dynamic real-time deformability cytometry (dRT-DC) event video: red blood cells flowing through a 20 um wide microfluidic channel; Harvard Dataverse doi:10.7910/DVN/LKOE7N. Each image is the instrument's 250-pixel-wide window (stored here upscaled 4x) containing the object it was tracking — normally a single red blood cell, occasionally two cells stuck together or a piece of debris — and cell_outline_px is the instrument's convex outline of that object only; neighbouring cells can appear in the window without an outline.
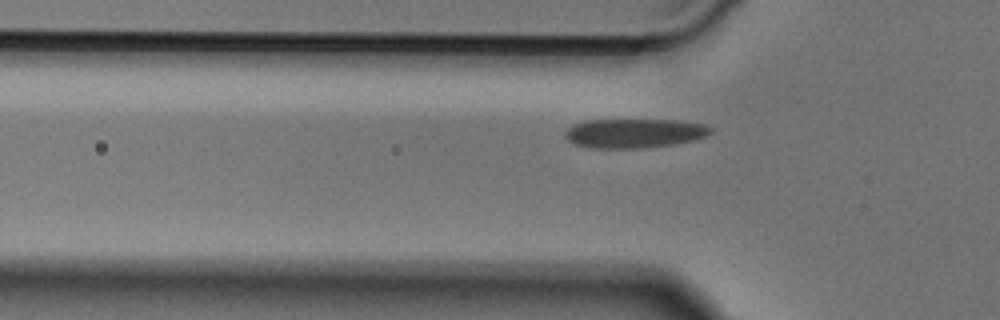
{"species": "Egyptian fruit bat (a non-hibernating species)", "species_latin": "Rousettus aegyptiacus", "temperature_condition": "cold", "stored_images_in_passage": 36, "camera_frame_rate_fps": 3000, "um_per_image_px": 0.085, "animal": {"sex": "male"}, "frame": {"image": 1, "passage_image": 5, "time_ms": 1.333, "image_size_px": [1000, 320], "cell_outline_px": [[712, 132], [704, 136], [692, 140], [672, 144], [644, 148], [592, 148], [576, 144], [568, 140], [564, 136], [568, 128], [584, 120], [676, 120], [704, 124], [712, 128]], "centroid_in_image_um": [53.91, 11.32], "position_along_channel_um": 71.9, "area_um2": 24.57}}
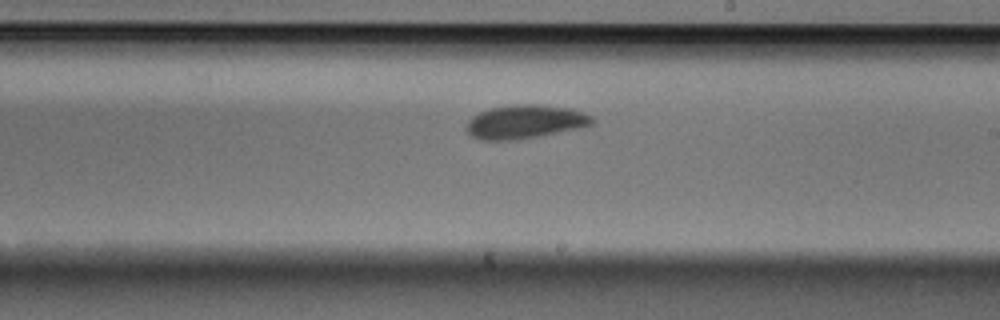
{"frame": {"image": 2, "passage_image": 18, "time_ms": 5.667, "image_size_px": [1000, 320], "cell_outline_px": [[596, 120], [592, 124], [576, 128], [516, 140], [480, 140], [472, 136], [464, 128], [468, 120], [472, 116], [480, 112], [492, 108], [512, 104], [540, 104], [572, 108], [584, 112], [592, 116]], "centroid_in_image_um": [44.61, 10.33], "position_along_channel_um": 244.4, "area_um2": 24.68}}
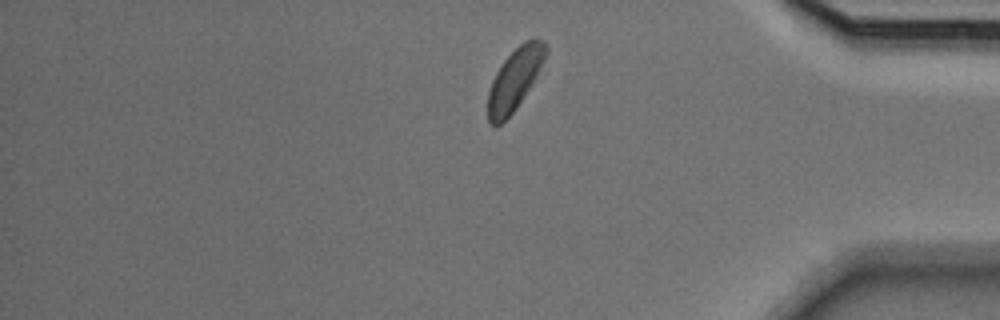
{"frame": {"image": 3, "passage_image": 31, "time_ms": 10.0, "image_size_px": [1000, 320], "cell_outline_px": [[548, 52], [536, 76], [516, 108], [496, 128], [488, 124], [488, 92], [492, 80], [496, 72], [504, 60], [524, 40], [532, 36], [536, 36], [544, 40], [548, 48]], "centroid_in_image_um": [43.76, 6.7], "position_along_channel_um": 391.4, "area_um2": 20.75}}